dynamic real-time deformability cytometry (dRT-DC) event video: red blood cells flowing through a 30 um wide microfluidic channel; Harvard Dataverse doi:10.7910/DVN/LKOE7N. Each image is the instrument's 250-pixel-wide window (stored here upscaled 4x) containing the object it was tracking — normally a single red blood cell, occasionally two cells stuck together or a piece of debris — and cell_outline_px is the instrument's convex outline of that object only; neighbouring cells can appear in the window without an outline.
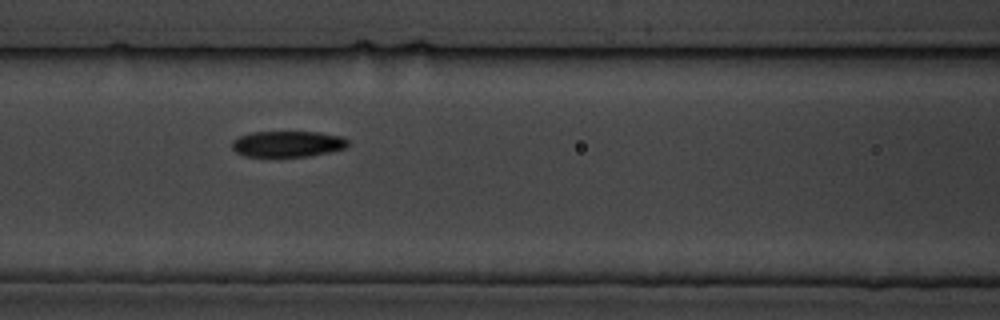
{"species": "common noctule bat (a hibernating species)", "species_latin": "Nyctalus noctula", "temperature_condition": "cold", "stored_images_in_passage": 6, "camera_frame_rate_fps": 3000, "um_per_image_px": 0.085, "animal": {"sex": "male", "body_mass_g": 19.5, "forearm_length_mm": 54.6}, "frame": {"image": 1, "passage_image": 4, "time_ms": 3.333, "image_size_px": [1000, 320], "cell_outline_px": [[348, 148], [308, 156], [244, 156], [236, 152], [232, 148], [232, 140], [240, 136], [252, 132], [320, 132], [340, 136], [348, 140]], "centroid_in_image_um": [24.45, 12.23], "position_along_channel_um": 142.1, "area_um2": 17.51}}
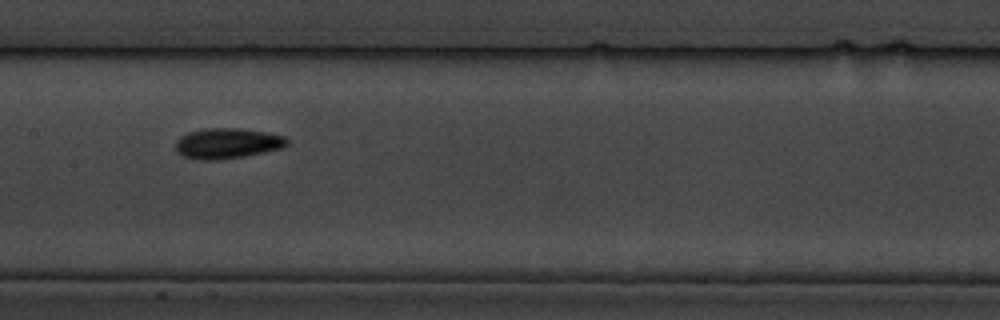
{"frame": {"image": 2, "passage_image": 5, "time_ms": 4.667, "image_size_px": [1000, 320], "cell_outline_px": [[288, 144], [280, 148], [264, 152], [244, 156], [216, 160], [192, 160], [176, 152], [176, 140], [180, 136], [188, 132], [204, 128], [240, 128], [268, 132], [284, 136], [288, 140]], "centroid_in_image_um": [19.28, 12.18], "position_along_channel_um": 188.1, "area_um2": 19.94}}
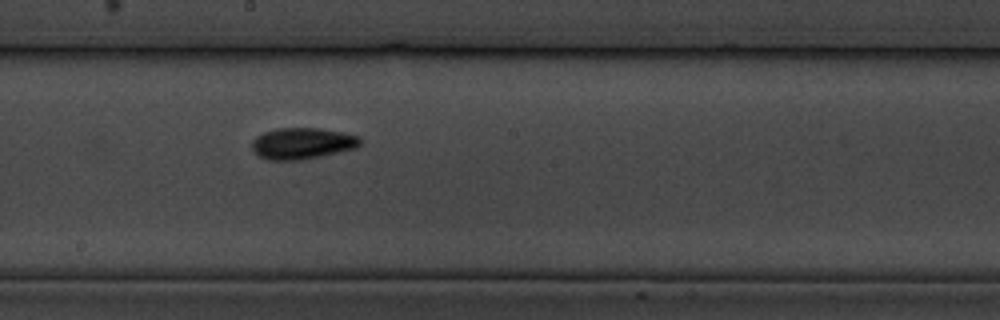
{"frame": {"image": 3, "passage_image": 6, "time_ms": 5.667, "image_size_px": [1000, 320], "cell_outline_px": [[360, 144], [356, 148], [320, 156], [300, 160], [268, 160], [260, 156], [252, 148], [252, 140], [256, 136], [264, 132], [276, 128], [316, 128], [344, 132], [360, 136]], "centroid_in_image_um": [25.69, 12.18], "position_along_channel_um": 222.5, "area_um2": 19.71}}